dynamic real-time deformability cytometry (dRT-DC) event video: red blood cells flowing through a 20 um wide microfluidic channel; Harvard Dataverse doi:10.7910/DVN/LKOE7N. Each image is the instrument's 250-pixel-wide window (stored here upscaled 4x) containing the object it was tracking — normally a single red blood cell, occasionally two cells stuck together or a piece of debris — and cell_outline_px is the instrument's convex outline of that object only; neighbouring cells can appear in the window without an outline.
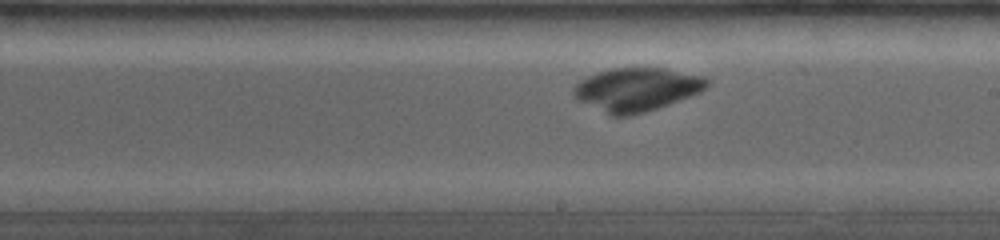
{"species": "common noctule bat (a hibernating species)", "species_latin": "Nyctalus noctula", "temperature_condition": "room temperature", "stored_images_in_passage": 33, "camera_frame_rate_fps": 4000, "um_per_image_px": 0.085, "animal": {"sex": "female", "body_mass_g": 19.0, "forearm_length_mm": 53.3}, "frame": {"image": 1, "passage_image": 17, "time_ms": 4.0, "image_size_px": [1000, 240], "cell_outline_px": [[708, 84], [700, 92], [668, 104], [632, 116], [612, 116], [580, 100], [572, 92], [572, 88], [580, 80], [596, 72], [612, 68], [664, 68], [704, 76], [708, 80]], "centroid_in_image_um": [54.11, 7.59], "position_along_channel_um": 234.9, "area_um2": 33.29}}
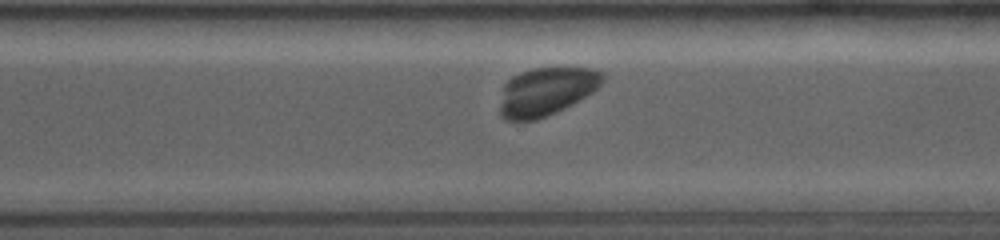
{"frame": {"image": 2, "passage_image": 26, "time_ms": 6.25, "image_size_px": [1000, 240], "cell_outline_px": [[604, 80], [592, 92], [572, 104], [556, 112], [536, 120], [504, 120], [500, 116], [500, 108], [504, 84], [512, 76], [520, 72], [536, 68], [592, 68], [604, 72]], "centroid_in_image_um": [46.43, 7.77], "position_along_channel_um": 324.2, "area_um2": 28.67}}
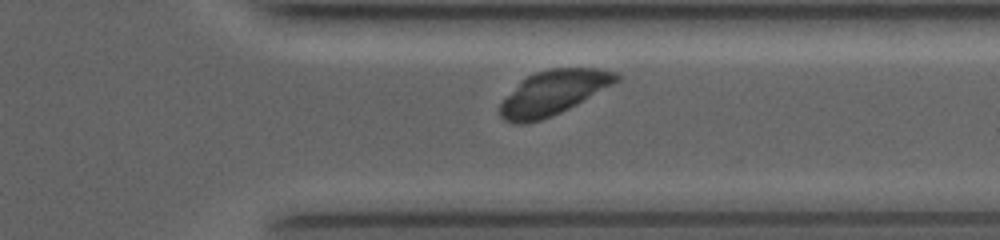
{"frame": {"image": 3, "passage_image": 30, "time_ms": 7.25, "image_size_px": [1000, 240], "cell_outline_px": [[620, 80], [576, 104], [552, 116], [540, 120], [524, 124], [516, 124], [504, 120], [500, 116], [500, 104], [520, 80], [536, 72], [552, 68], [596, 68], [616, 72], [620, 76]], "centroid_in_image_um": [47.01, 7.87], "position_along_channel_um": 364.4, "area_um2": 29.77}}